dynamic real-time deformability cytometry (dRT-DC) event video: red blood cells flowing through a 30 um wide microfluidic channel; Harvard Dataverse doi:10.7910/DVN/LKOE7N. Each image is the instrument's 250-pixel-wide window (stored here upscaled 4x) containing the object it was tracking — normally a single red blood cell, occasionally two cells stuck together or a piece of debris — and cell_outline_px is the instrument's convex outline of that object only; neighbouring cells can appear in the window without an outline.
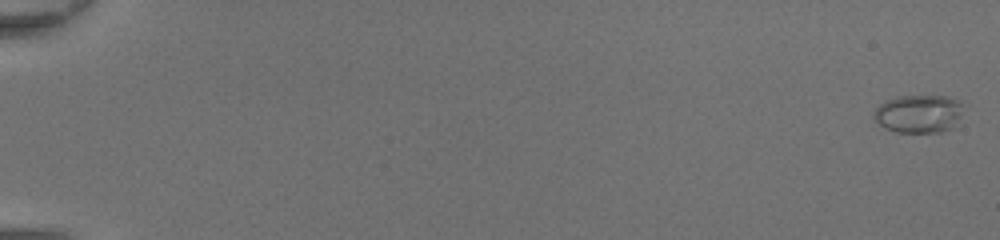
{"species": "common noctule bat (a hibernating species)", "species_latin": "Nyctalus noctula", "temperature_condition": "room temperature", "stored_images_in_passage": 50, "camera_frame_rate_fps": 3000, "um_per_image_px": 0.085, "animal": {"sex": "female", "body_mass_g": 20.0, "forearm_length_mm": 54.0}, "frame": {"image": 1, "passage_image": 2, "time_ms": 0.333, "image_size_px": [1000, 240], "cell_outline_px": [[960, 116], [956, 128], [940, 132], [896, 132], [884, 128], [872, 116], [872, 112], [880, 104], [888, 100], [900, 96], [948, 96], [960, 100]], "centroid_in_image_um": [78.09, 9.68], "position_along_channel_um": 6.9, "area_um2": 19.94}}
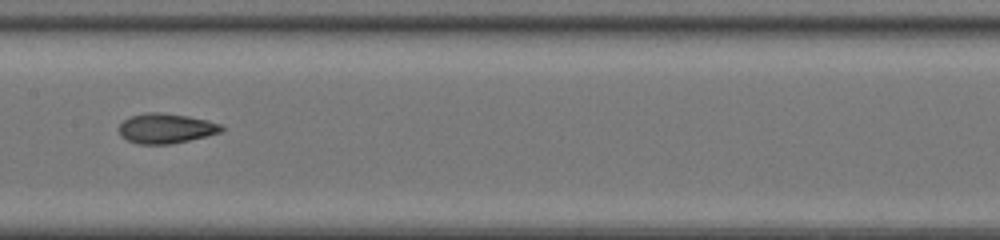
{"frame": {"image": 2, "passage_image": 29, "time_ms": 9.333, "image_size_px": [1000, 240], "cell_outline_px": [[224, 128], [220, 132], [172, 144], [140, 144], [128, 140], [120, 136], [120, 124], [128, 116], [144, 112], [164, 112], [188, 116], [208, 120], [220, 124]], "centroid_in_image_um": [14.07, 10.89], "position_along_channel_um": 193.3, "area_um2": 17.86}}
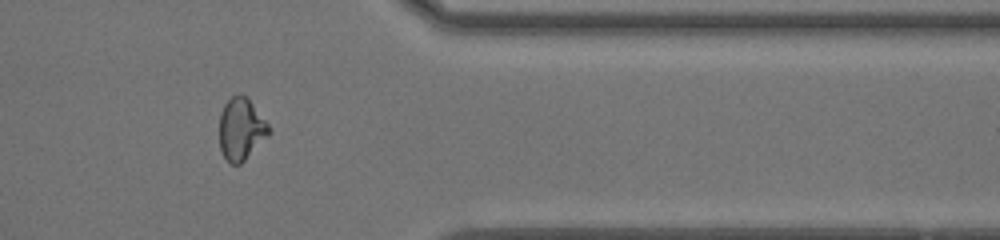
{"frame": {"image": 3, "passage_image": 43, "time_ms": 14.0, "image_size_px": [1000, 240], "cell_outline_px": [[272, 132], [240, 164], [232, 164], [224, 156], [220, 148], [220, 112], [224, 104], [232, 96], [244, 96], [248, 100], [272, 128]], "centroid_in_image_um": [20.5, 10.99], "position_along_channel_um": 390.9, "area_um2": 17.51}, "authors_computed_cell_mechanics": {"area_um2": 17.918, "velocity_mm_per_s": 4.4546, "shape_relaxation_time_tau1_ms": null, "shape_relaxation_time_tau2_ms": 1.2182, "deformation_change_tau1": null, "deformation_change_tau2": 0.0755}}